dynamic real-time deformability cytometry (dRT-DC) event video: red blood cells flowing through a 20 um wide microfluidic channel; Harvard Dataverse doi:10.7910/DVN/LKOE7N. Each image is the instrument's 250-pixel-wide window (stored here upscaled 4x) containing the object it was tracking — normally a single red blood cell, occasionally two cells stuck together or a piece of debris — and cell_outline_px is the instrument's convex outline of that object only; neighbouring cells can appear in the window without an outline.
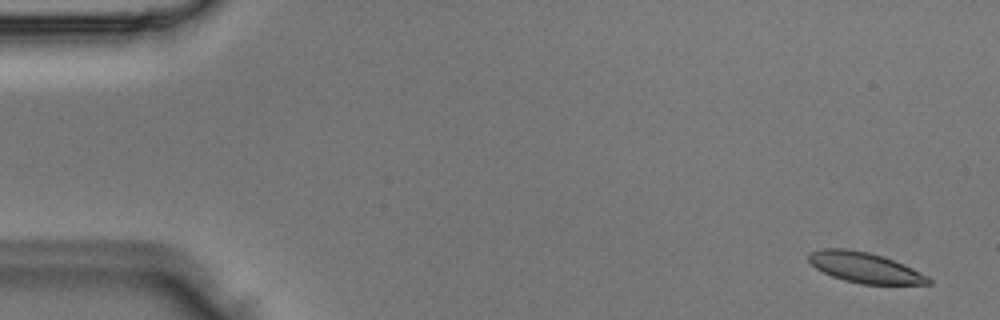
{"species": "Egyptian fruit bat (a non-hibernating species)", "species_latin": "Rousettus aegyptiacus", "temperature_condition": "room temperature", "stored_images_in_passage": 5, "camera_frame_rate_fps": 3000, "um_per_image_px": 0.085, "animal": {"sex": "male"}, "frame": {"image": 1, "passage_image": 1, "time_ms": 0.0, "image_size_px": [1000, 320], "cell_outline_px": [[932, 284], [860, 284], [844, 280], [832, 276], [816, 268], [808, 260], [808, 252], [824, 248], [844, 248], [868, 252], [884, 256], [904, 264], [928, 276], [932, 280]], "centroid_in_image_um": [73.51, 22.74], "position_along_channel_um": 11.5, "area_um2": 21.27}}
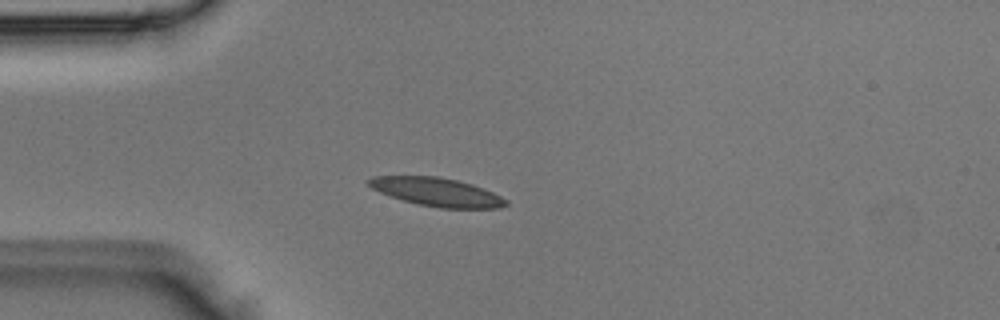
{"frame": {"image": 2, "passage_image": 4, "time_ms": 1.0, "image_size_px": [1000, 320], "cell_outline_px": [[508, 204], [500, 208], [440, 208], [420, 204], [404, 200], [380, 192], [372, 188], [364, 180], [372, 176], [440, 176], [472, 184], [492, 192], [508, 200]], "centroid_in_image_um": [37.12, 16.31], "position_along_channel_um": 47.9, "area_um2": 22.6}}